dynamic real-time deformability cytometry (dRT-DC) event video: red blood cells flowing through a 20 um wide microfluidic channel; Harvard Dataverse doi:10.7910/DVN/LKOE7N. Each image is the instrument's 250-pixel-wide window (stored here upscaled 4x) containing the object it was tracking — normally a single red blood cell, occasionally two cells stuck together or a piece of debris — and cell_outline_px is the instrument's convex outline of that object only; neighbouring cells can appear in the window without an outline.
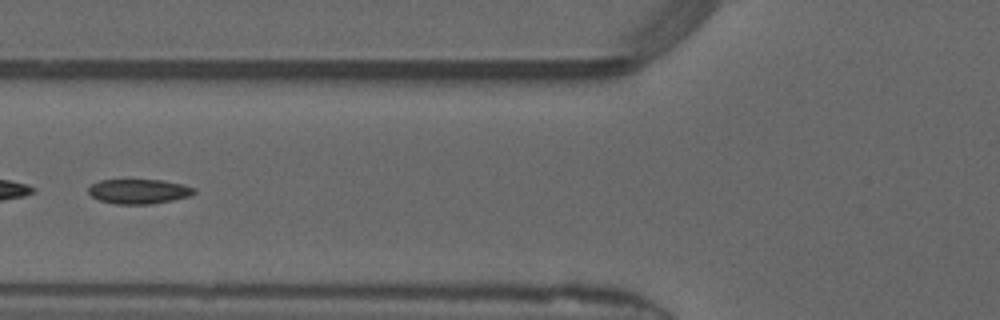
{"species": "common noctule bat (a hibernating species)", "species_latin": "Nyctalus noctula", "temperature_condition": "warm", "stored_images_in_passage": 37, "camera_frame_rate_fps": 3000, "um_per_image_px": 0.085, "animal": {"sex": "male", "forearm_length_mm": 52.5}, "frame": {"image": 1, "passage_image": 8, "time_ms": 2.333, "image_size_px": [1000, 320], "cell_outline_px": [[196, 192], [188, 196], [172, 200], [152, 204], [116, 204], [100, 200], [92, 196], [88, 192], [88, 188], [92, 184], [100, 180], [164, 180], [196, 188]], "centroid_in_image_um": [11.8, 16.27], "position_along_channel_um": 114.0, "area_um2": 15.09}}